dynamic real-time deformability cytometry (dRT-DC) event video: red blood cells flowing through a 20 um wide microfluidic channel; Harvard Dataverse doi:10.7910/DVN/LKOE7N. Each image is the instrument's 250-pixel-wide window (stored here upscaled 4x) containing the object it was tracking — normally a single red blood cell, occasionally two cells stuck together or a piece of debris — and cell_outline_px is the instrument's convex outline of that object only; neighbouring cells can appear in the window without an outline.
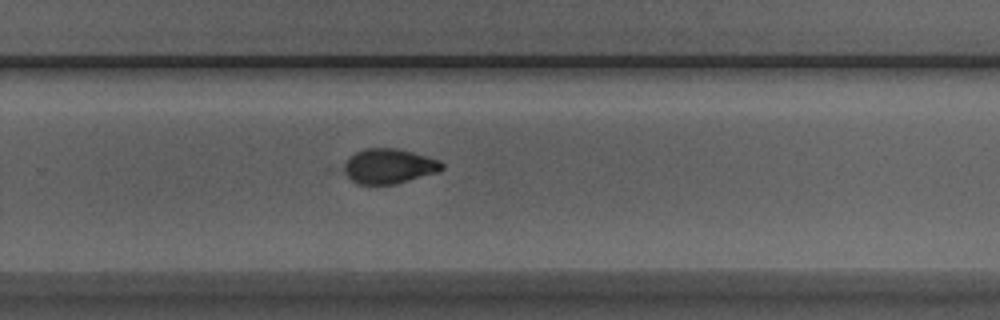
{"species": "Egyptian fruit bat (a non-hibernating species)", "species_latin": "Rousettus aegyptiacus", "temperature_condition": "room temperature", "stored_images_in_passage": 36, "camera_frame_rate_fps": 3000, "um_per_image_px": 0.085, "animal": {"sex": "male"}, "frame": {"image": 1, "passage_image": 18, "time_ms": 5.667, "image_size_px": [1000, 320], "cell_outline_px": [[444, 168], [436, 172], [396, 184], [356, 184], [336, 168], [356, 152], [364, 148], [400, 148], [440, 160], [444, 164]], "centroid_in_image_um": [32.97, 14.12], "position_along_channel_um": 296.8, "area_um2": 20.4}}
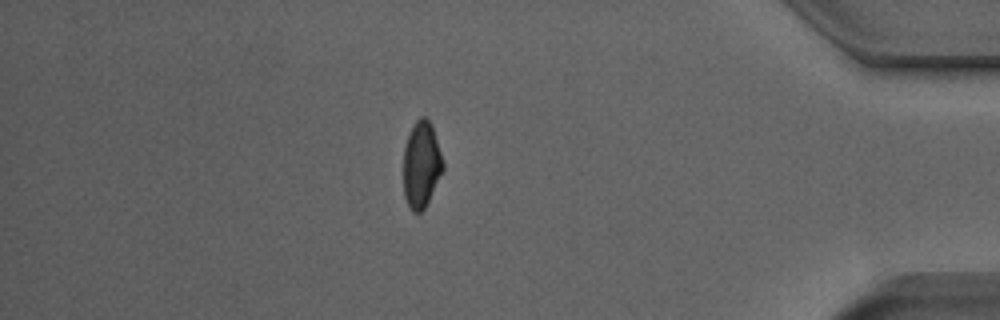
{"frame": {"image": 2, "passage_image": 29, "time_ms": 9.333, "image_size_px": [1000, 320], "cell_outline_px": [[444, 168], [424, 208], [420, 212], [412, 212], [408, 208], [404, 196], [404, 148], [408, 136], [416, 120], [420, 116], [424, 116], [432, 124], [444, 164]], "centroid_in_image_um": [35.81, 13.99], "position_along_channel_um": 399.4, "area_um2": 19.71}}
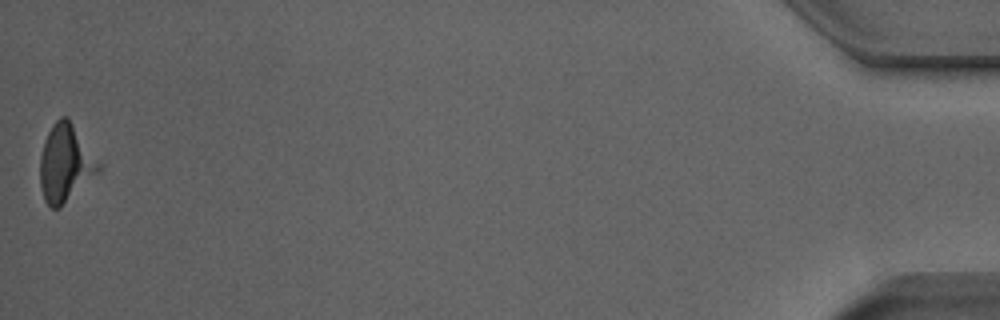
{"frame": {"image": 3, "passage_image": 36, "time_ms": 11.667, "image_size_px": [1000, 320], "cell_outline_px": [[100, 172], [60, 208], [52, 208], [44, 200], [40, 184], [40, 156], [44, 140], [52, 124], [60, 116], [68, 116], [100, 164]], "centroid_in_image_um": [5.55, 13.88], "position_along_channel_um": 429.7, "area_um2": 26.36}}